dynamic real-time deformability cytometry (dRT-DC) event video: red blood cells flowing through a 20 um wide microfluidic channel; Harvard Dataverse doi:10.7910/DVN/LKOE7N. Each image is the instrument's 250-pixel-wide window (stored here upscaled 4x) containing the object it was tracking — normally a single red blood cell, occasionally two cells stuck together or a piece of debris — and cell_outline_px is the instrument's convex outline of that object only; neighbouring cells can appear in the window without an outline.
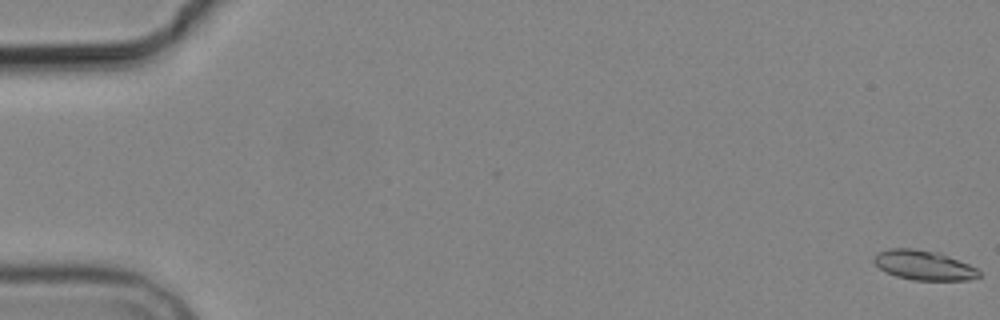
{"species": "common noctule bat (a hibernating species)", "species_latin": "Nyctalus noctula", "temperature_condition": "cold", "stored_images_in_passage": 14, "camera_frame_rate_fps": 3000, "um_per_image_px": 0.085, "animal": {"sex": "male", "body_mass_g": 19.2, "forearm_length_mm": 51.8}, "frame": {"image": 1, "passage_image": 1, "time_ms": 0.0, "image_size_px": [1000, 320], "cell_outline_px": [[980, 276], [968, 280], [912, 280], [896, 276], [880, 268], [872, 260], [880, 252], [888, 248], [912, 248], [940, 252], [968, 264], [976, 268], [980, 272]], "centroid_in_image_um": [78.54, 22.54], "position_along_channel_um": 6.5, "area_um2": 18.03}}
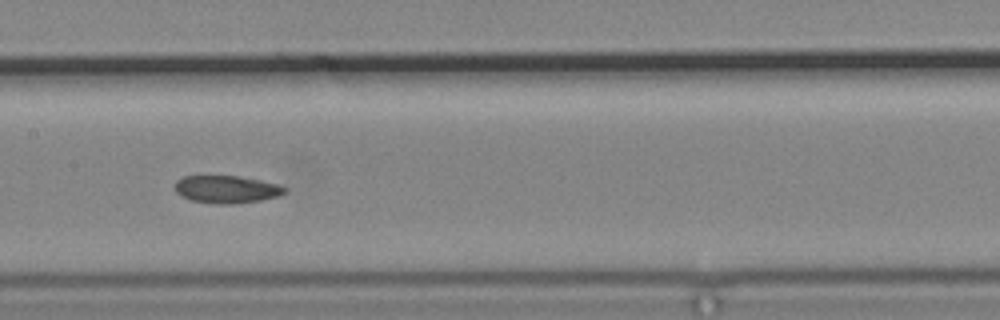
{"frame": {"image": 2, "passage_image": 7, "time_ms": 9.333, "image_size_px": [1000, 320], "cell_outline_px": [[288, 188], [284, 192], [276, 196], [260, 200], [232, 204], [220, 204], [192, 200], [176, 192], [176, 180], [184, 176], [236, 176], [260, 180], [276, 184]], "centroid_in_image_um": [19.25, 16.08], "position_along_channel_um": 188.1, "area_um2": 17.22}}
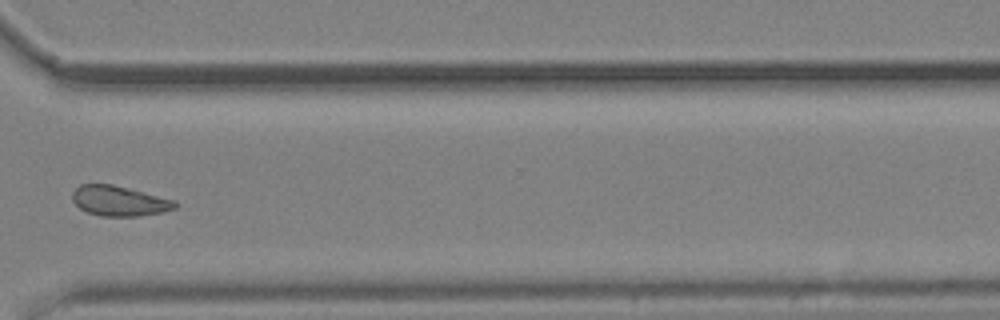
{"frame": {"image": 3, "passage_image": 11, "time_ms": 14.0, "image_size_px": [1000, 320], "cell_outline_px": [[176, 208], [164, 212], [140, 216], [100, 216], [88, 212], [80, 208], [72, 200], [72, 192], [80, 184], [112, 184], [176, 200]], "centroid_in_image_um": [10.14, 17.08], "position_along_channel_um": 360.5, "area_um2": 18.03}, "authors_computed_cell_mechanics": {"area_um2": 18.1781, "velocity_mm_per_s": 3.7064, "shape_relaxation_time_tau1_ms": 7.1511, "shape_relaxation_time_tau2_ms": 2.223, "deformation_change_tau1": 0.0791, "deformation_change_tau2": 0.0603}}